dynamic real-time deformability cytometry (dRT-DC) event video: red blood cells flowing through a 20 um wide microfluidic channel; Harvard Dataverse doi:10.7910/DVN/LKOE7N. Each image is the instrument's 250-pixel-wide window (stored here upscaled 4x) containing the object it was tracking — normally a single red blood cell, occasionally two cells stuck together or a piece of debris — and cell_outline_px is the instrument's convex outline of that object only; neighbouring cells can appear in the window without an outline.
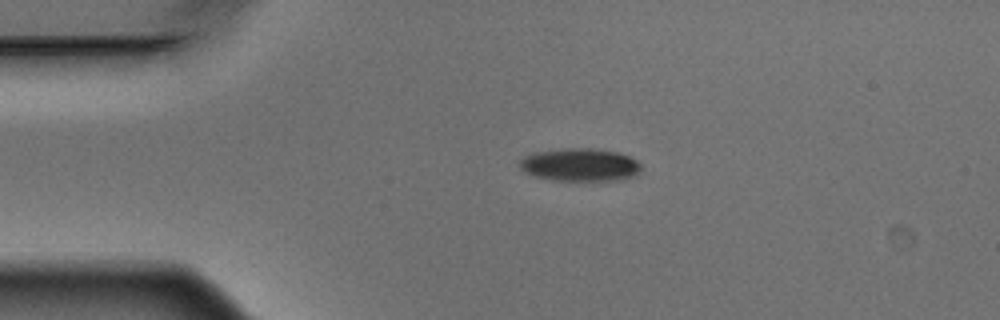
{"species": "Egyptian fruit bat (a non-hibernating species)", "species_latin": "Rousettus aegyptiacus", "temperature_condition": "warm", "stored_images_in_passage": 3, "camera_frame_rate_fps": 3000, "um_per_image_px": 0.085, "animal": {"sex": "male"}, "frame": {"image": 1, "passage_image": 2, "time_ms": 0.333, "image_size_px": [1000, 320], "cell_outline_px": [[640, 172], [632, 176], [620, 180], [552, 180], [536, 176], [524, 172], [520, 168], [520, 160], [524, 156], [536, 152], [564, 148], [592, 148], [620, 152], [636, 160], [640, 164]], "centroid_in_image_um": [49.3, 14.0], "position_along_channel_um": 35.7, "area_um2": 23.24}}